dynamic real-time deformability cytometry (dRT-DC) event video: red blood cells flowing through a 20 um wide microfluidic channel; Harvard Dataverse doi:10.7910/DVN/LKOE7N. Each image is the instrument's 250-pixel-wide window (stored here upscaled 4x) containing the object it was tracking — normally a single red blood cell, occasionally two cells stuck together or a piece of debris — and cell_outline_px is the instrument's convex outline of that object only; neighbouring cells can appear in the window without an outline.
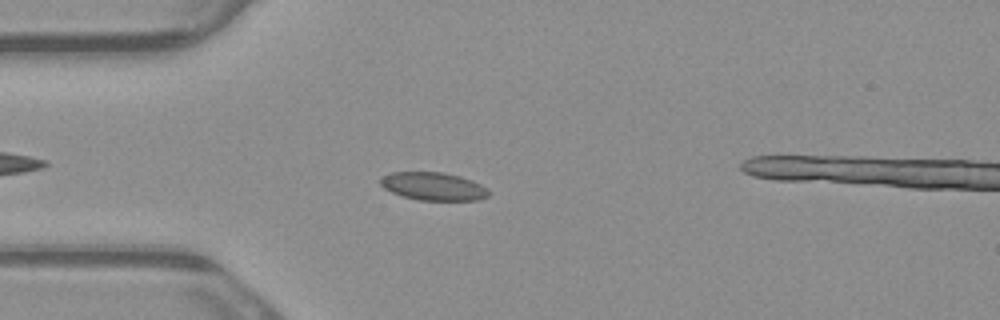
{"species": "common noctule bat (a hibernating species)", "species_latin": "Nyctalus noctula", "temperature_condition": "warm", "stored_images_in_passage": 5, "camera_frame_rate_fps": 3000, "um_per_image_px": 0.085, "animal": {"sex": "male", "body_mass_g": 23.1, "forearm_length_mm": 52.7}, "frame": {"image": 1, "passage_image": 4, "time_ms": 1.0, "image_size_px": [1000, 320], "cell_outline_px": [[488, 196], [480, 200], [420, 200], [400, 196], [384, 188], [380, 184], [380, 180], [384, 176], [392, 172], [444, 172], [460, 176], [472, 180], [488, 188]], "centroid_in_image_um": [36.85, 15.84], "position_along_channel_um": 48.2, "area_um2": 17.69}}